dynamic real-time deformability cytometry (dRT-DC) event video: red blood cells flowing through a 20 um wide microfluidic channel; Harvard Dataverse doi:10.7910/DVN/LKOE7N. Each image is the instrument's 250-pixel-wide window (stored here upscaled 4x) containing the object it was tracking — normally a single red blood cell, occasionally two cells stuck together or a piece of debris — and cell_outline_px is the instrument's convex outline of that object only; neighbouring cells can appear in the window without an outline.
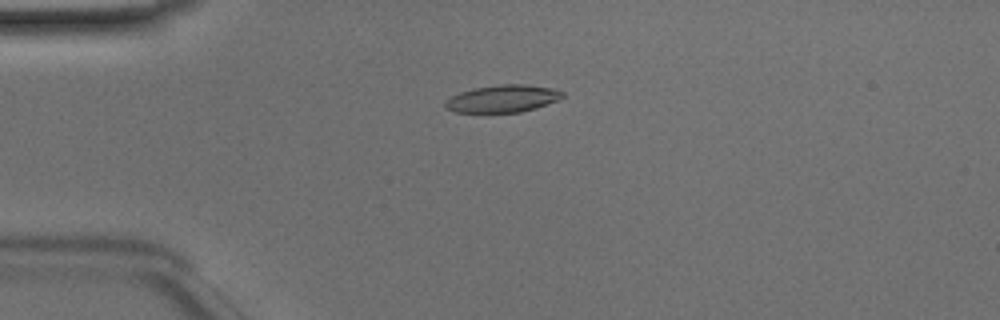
{"species": "Egyptian fruit bat (a non-hibernating species)", "species_latin": "Rousettus aegyptiacus", "temperature_condition": "room temperature", "stored_images_in_passage": 50, "camera_frame_rate_fps": 3000, "um_per_image_px": 0.085, "animal": {"sex": "male"}, "frame": {"image": 1, "passage_image": 13, "time_ms": 4.0, "image_size_px": [1000, 320], "cell_outline_px": [[564, 96], [560, 100], [536, 108], [520, 112], [456, 112], [448, 108], [444, 104], [452, 96], [460, 92], [472, 88], [504, 84], [524, 84], [552, 88], [564, 92]], "centroid_in_image_um": [42.79, 8.38], "position_along_channel_um": 42.2, "area_um2": 18.55}}
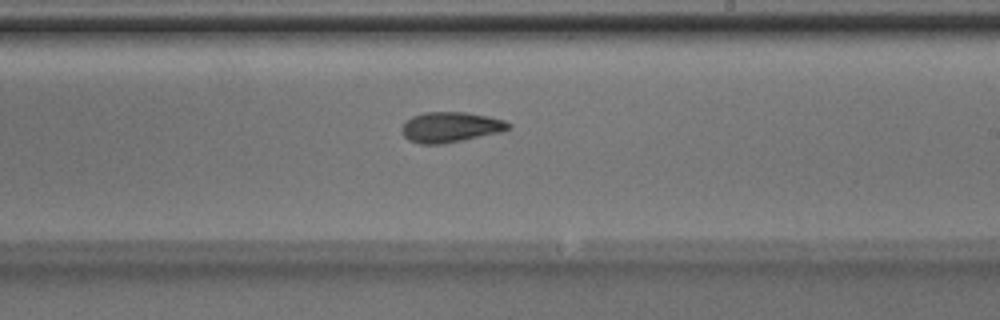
{"frame": {"image": 2, "passage_image": 30, "time_ms": 9.667, "image_size_px": [1000, 320], "cell_outline_px": [[512, 128], [500, 132], [444, 144], [420, 144], [408, 140], [400, 132], [400, 128], [412, 116], [424, 112], [464, 112], [488, 116], [504, 120], [512, 124]], "centroid_in_image_um": [38.28, 10.81], "position_along_channel_um": 250.7, "area_um2": 18.96}}
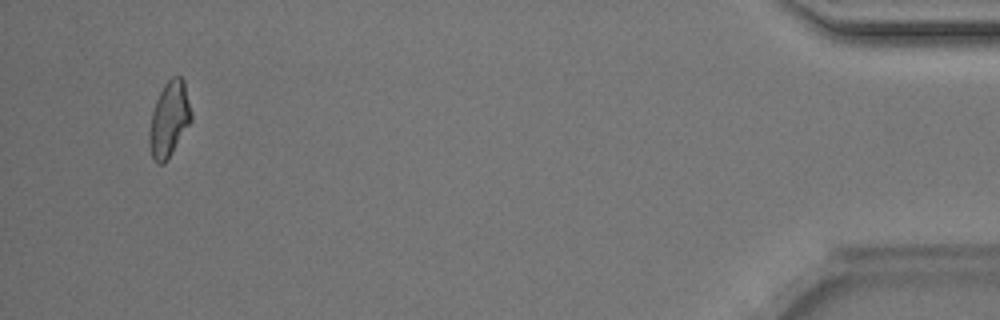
{"frame": {"image": 3, "passage_image": 48, "time_ms": 15.667, "image_size_px": [1000, 320], "cell_outline_px": [[192, 120], [168, 160], [164, 164], [156, 164], [152, 156], [148, 144], [148, 132], [152, 112], [156, 100], [164, 84], [172, 76], [180, 76], [184, 80], [192, 112]], "centroid_in_image_um": [14.37, 10.16], "position_along_channel_um": 420.8, "area_um2": 18.67}, "authors_computed_cell_mechanics": {"area_um2": 18.496, "velocity_mm_per_s": 4.1205, "shape_relaxation_time_tau1_ms": 5.0695, "shape_relaxation_time_tau2_ms": 0.957, "deformation_change_tau1": 0.1783, "deformation_change_tau2": 0.0665}}